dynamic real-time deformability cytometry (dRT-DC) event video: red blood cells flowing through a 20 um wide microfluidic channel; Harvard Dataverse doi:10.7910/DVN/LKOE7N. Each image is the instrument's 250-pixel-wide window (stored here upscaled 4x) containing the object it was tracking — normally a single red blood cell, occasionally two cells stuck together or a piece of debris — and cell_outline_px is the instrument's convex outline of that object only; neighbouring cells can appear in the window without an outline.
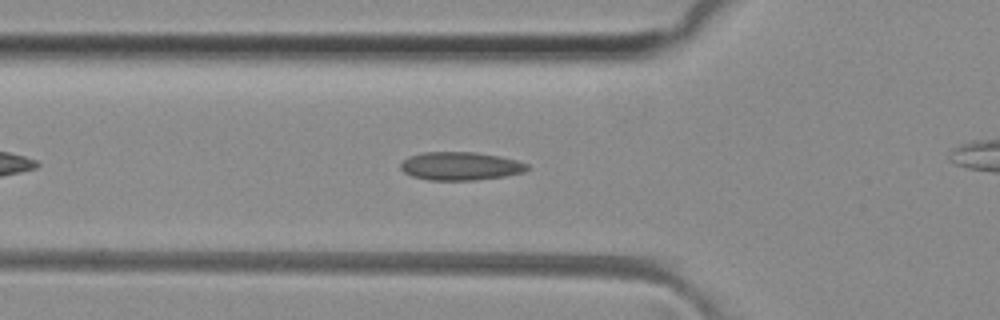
{"species": "common noctule bat (a hibernating species)", "species_latin": "Nyctalus noctula", "temperature_condition": "room temperature", "stored_images_in_passage": 32, "camera_frame_rate_fps": 3000, "um_per_image_px": 0.085, "animal": {"sex": "female", "body_mass_g": 29.2, "forearm_length_mm": 56.3}, "frame": {"image": 1, "passage_image": 8, "time_ms": 2.333, "image_size_px": [1000, 320], "cell_outline_px": [[528, 168], [524, 172], [504, 176], [476, 180], [428, 180], [412, 176], [404, 172], [400, 168], [400, 164], [408, 156], [424, 152], [476, 152], [500, 156], [516, 160], [528, 164]], "centroid_in_image_um": [39.12, 14.11], "position_along_channel_um": 86.7, "area_um2": 20.87}}
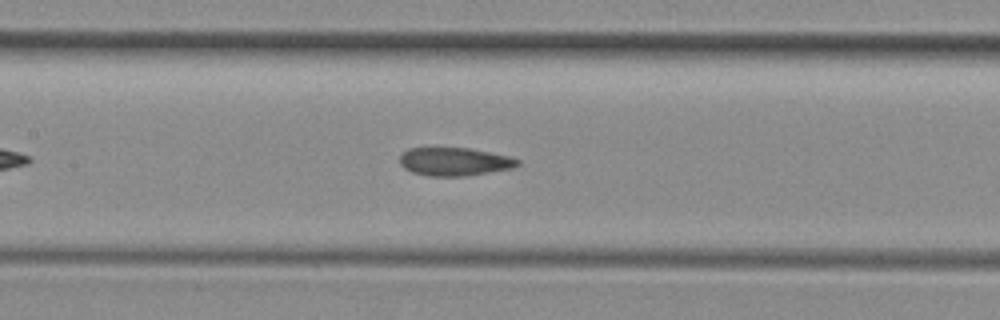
{"frame": {"image": 2, "passage_image": 14, "time_ms": 4.333, "image_size_px": [1000, 320], "cell_outline_px": [[520, 164], [512, 168], [464, 176], [428, 176], [412, 172], [404, 168], [400, 164], [400, 152], [408, 148], [468, 148], [508, 156], [520, 160]], "centroid_in_image_um": [38.58, 13.74], "position_along_channel_um": 168.8, "area_um2": 19.31}}
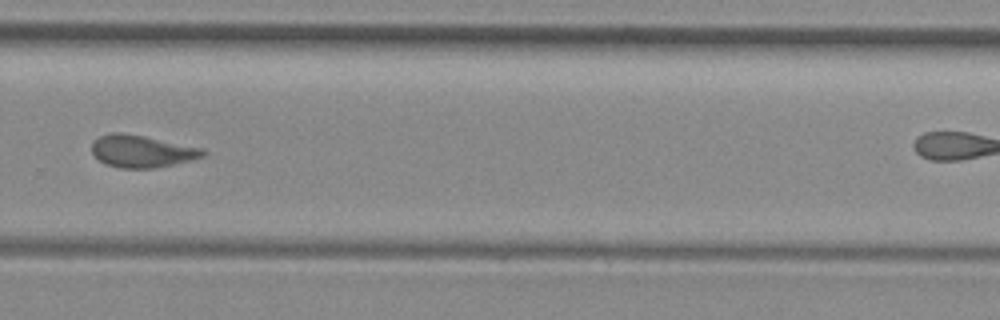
{"frame": {"image": 3, "passage_image": 25, "time_ms": 8.0, "image_size_px": [1000, 320], "cell_outline_px": [[208, 152], [204, 156], [192, 160], [152, 168], [120, 168], [108, 164], [100, 160], [92, 152], [92, 140], [100, 136], [112, 132], [120, 132], [144, 136], [204, 148]], "centroid_in_image_um": [12.08, 12.84], "position_along_channel_um": 317.7, "area_um2": 20.81}}